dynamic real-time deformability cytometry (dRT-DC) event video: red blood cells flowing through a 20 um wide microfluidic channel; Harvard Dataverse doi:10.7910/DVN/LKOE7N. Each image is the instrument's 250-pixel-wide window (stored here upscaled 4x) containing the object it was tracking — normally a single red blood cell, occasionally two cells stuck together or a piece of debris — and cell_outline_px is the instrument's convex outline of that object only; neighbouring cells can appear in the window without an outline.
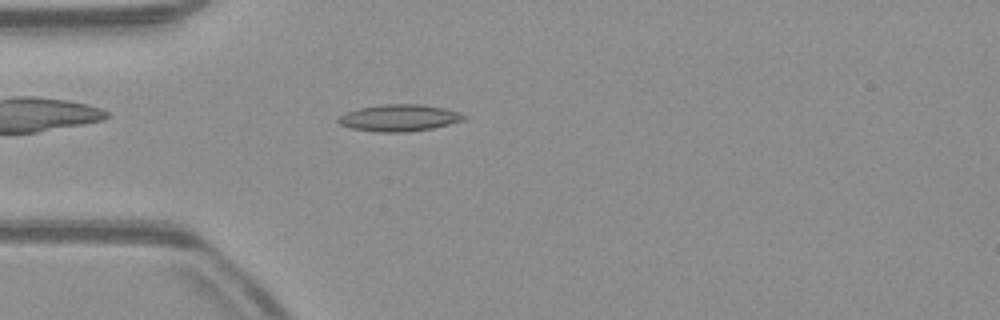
{"species": "common noctule bat (a hibernating species)", "species_latin": "Nyctalus noctula", "temperature_condition": "warm", "stored_images_in_passage": 52, "camera_frame_rate_fps": 3000, "um_per_image_px": 0.085, "animal": {"sex": "male", "body_mass_g": 23.1, "forearm_length_mm": 52.7}, "frame": {"image": 1, "passage_image": 14, "time_ms": 4.333, "image_size_px": [1000, 320], "cell_outline_px": [[468, 116], [464, 120], [432, 128], [408, 132], [376, 132], [352, 128], [340, 124], [336, 120], [340, 116], [348, 112], [360, 108], [384, 104], [420, 104], [444, 108]], "centroid_in_image_um": [33.93, 10.02], "position_along_channel_um": 51.1, "area_um2": 19.36}}
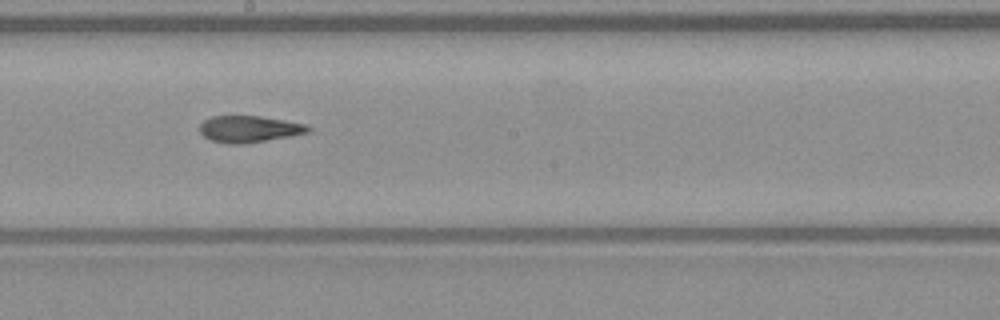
{"frame": {"image": 2, "passage_image": 28, "time_ms": 9.0, "image_size_px": [1000, 320], "cell_outline_px": [[312, 128], [308, 132], [288, 136], [244, 144], [228, 144], [212, 140], [204, 136], [200, 132], [200, 124], [204, 120], [212, 116], [260, 116], [308, 124]], "centroid_in_image_um": [21.18, 10.96], "position_along_channel_um": 227.0, "area_um2": 16.7}}
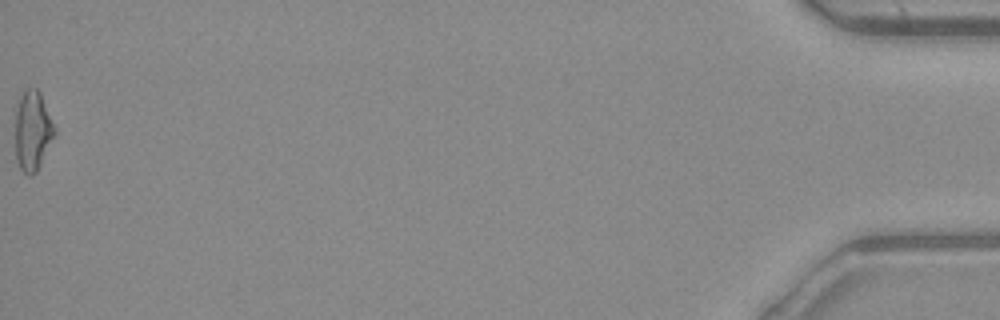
{"frame": {"image": 3, "passage_image": 52, "time_ms": 17.0, "image_size_px": [1000, 320], "cell_outline_px": [[56, 132], [36, 172], [32, 176], [28, 176], [20, 168], [16, 160], [16, 108], [20, 96], [24, 88], [36, 88], [40, 92], [56, 128]], "centroid_in_image_um": [2.77, 11.1], "position_along_channel_um": 432.4, "area_um2": 18.21}, "authors_computed_cell_mechanics": {"area_um2": 17.4267, "velocity_mm_per_s": 3.947, "shape_relaxation_time_tau1_ms": null, "shape_relaxation_time_tau2_ms": 3.6323, "deformation_change_tau1": null, "deformation_change_tau2": 0.1294}}